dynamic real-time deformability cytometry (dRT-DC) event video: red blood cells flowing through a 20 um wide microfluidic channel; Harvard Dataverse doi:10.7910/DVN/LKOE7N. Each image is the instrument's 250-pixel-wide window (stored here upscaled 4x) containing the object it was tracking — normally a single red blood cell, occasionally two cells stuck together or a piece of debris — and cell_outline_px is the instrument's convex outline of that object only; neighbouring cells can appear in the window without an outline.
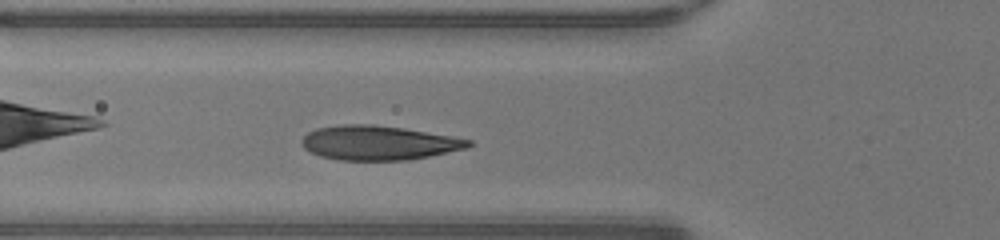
{"species": "human", "species_latin": "Homo sapiens", "temperature_condition": "warm", "stored_images_in_passage": 36, "camera_frame_rate_fps": 3000, "um_per_image_px": 0.085, "donor": {"sex": "male"}, "frame": {"image": 1, "passage_image": 8, "time_ms": 2.333, "image_size_px": [1000, 240], "cell_outline_px": [[472, 144], [468, 148], [408, 160], [340, 160], [320, 156], [304, 148], [300, 144], [300, 140], [308, 132], [316, 128], [340, 124], [372, 124], [404, 128], [452, 136], [472, 140]], "centroid_in_image_um": [32.16, 12.13], "position_along_channel_um": 93.6, "area_um2": 33.47}}
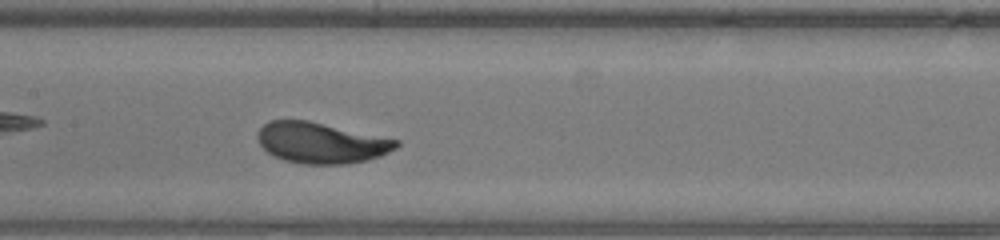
{"frame": {"image": 2, "passage_image": 14, "time_ms": 4.333, "image_size_px": [1000, 240], "cell_outline_px": [[400, 144], [396, 148], [380, 156], [348, 164], [304, 164], [284, 160], [272, 156], [260, 144], [256, 136], [260, 128], [268, 120], [308, 120], [400, 140]], "centroid_in_image_um": [27.28, 12.13], "position_along_channel_um": 180.1, "area_um2": 33.0}}
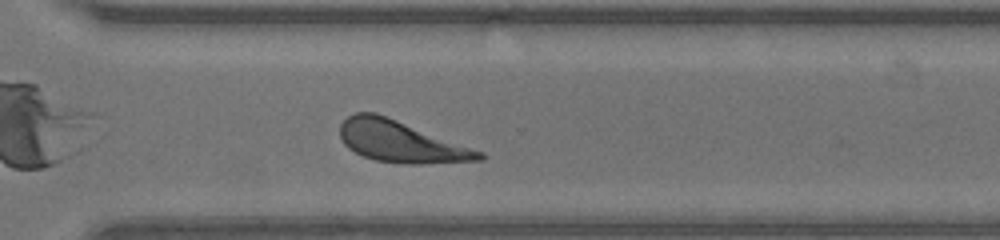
{"frame": {"image": 3, "passage_image": 25, "time_ms": 8.0, "image_size_px": [1000, 240], "cell_outline_px": [[488, 156], [484, 160], [420, 164], [404, 164], [376, 160], [364, 156], [348, 148], [344, 144], [340, 136], [340, 124], [348, 116], [356, 112], [376, 112], [484, 152]], "centroid_in_image_um": [34.09, 12.04], "position_along_channel_um": 336.5, "area_um2": 33.58}, "authors_computed_cell_mechanics": {"area_um2": 33.4951, "velocity_mm_per_s": 4.2823, "shape_relaxation_time_tau1_ms": 1.6146, "shape_relaxation_time_tau2_ms": null, "deformation_change_tau1": 0.1541, "deformation_change_tau2": null}}